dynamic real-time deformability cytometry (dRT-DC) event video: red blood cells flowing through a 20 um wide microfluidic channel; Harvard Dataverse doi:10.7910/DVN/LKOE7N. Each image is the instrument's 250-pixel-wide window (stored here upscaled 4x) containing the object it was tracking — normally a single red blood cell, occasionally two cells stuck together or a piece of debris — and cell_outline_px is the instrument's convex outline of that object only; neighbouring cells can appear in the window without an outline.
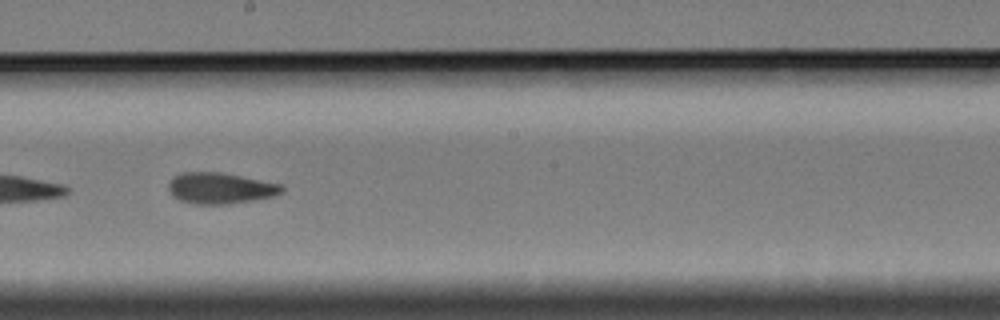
{"species": "Egyptian fruit bat (a non-hibernating species)", "species_latin": "Rousettus aegyptiacus", "temperature_condition": "cold", "stored_images_in_passage": 40, "segment_of_instrument_passage": [2, 2], "camera_frame_rate_fps": 3000, "um_per_image_px": 0.085, "animal": {"sex": "female"}, "frame": {"image": 1, "passage_image": 32, "time_ms": 10.333, "image_size_px": [1000, 320], "cell_outline_px": [[284, 192], [272, 196], [252, 200], [224, 204], [196, 204], [180, 200], [172, 196], [168, 188], [168, 184], [172, 176], [180, 172], [220, 172], [280, 184], [284, 188]], "centroid_in_image_um": [18.67, 15.99], "position_along_channel_um": 229.5, "area_um2": 20.4}}